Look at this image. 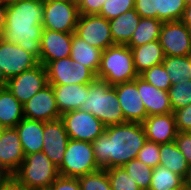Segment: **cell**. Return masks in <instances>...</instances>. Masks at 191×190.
<instances>
[{"label": "cell", "instance_id": "obj_39", "mask_svg": "<svg viewBox=\"0 0 191 190\" xmlns=\"http://www.w3.org/2000/svg\"><path fill=\"white\" fill-rule=\"evenodd\" d=\"M134 9L141 18L158 19V0H134Z\"/></svg>", "mask_w": 191, "mask_h": 190}, {"label": "cell", "instance_id": "obj_23", "mask_svg": "<svg viewBox=\"0 0 191 190\" xmlns=\"http://www.w3.org/2000/svg\"><path fill=\"white\" fill-rule=\"evenodd\" d=\"M130 48L133 54L134 67L139 76L152 66L161 64L165 57L159 40Z\"/></svg>", "mask_w": 191, "mask_h": 190}, {"label": "cell", "instance_id": "obj_45", "mask_svg": "<svg viewBox=\"0 0 191 190\" xmlns=\"http://www.w3.org/2000/svg\"><path fill=\"white\" fill-rule=\"evenodd\" d=\"M181 21L191 30V0H187Z\"/></svg>", "mask_w": 191, "mask_h": 190}, {"label": "cell", "instance_id": "obj_15", "mask_svg": "<svg viewBox=\"0 0 191 190\" xmlns=\"http://www.w3.org/2000/svg\"><path fill=\"white\" fill-rule=\"evenodd\" d=\"M113 87L116 90L125 123L142 124L147 117V112L137 89L136 78L133 81L116 84Z\"/></svg>", "mask_w": 191, "mask_h": 190}, {"label": "cell", "instance_id": "obj_10", "mask_svg": "<svg viewBox=\"0 0 191 190\" xmlns=\"http://www.w3.org/2000/svg\"><path fill=\"white\" fill-rule=\"evenodd\" d=\"M47 85V71L40 63L5 82V86L22 105Z\"/></svg>", "mask_w": 191, "mask_h": 190}, {"label": "cell", "instance_id": "obj_22", "mask_svg": "<svg viewBox=\"0 0 191 190\" xmlns=\"http://www.w3.org/2000/svg\"><path fill=\"white\" fill-rule=\"evenodd\" d=\"M15 128L25 156L42 151L44 121L23 118Z\"/></svg>", "mask_w": 191, "mask_h": 190}, {"label": "cell", "instance_id": "obj_1", "mask_svg": "<svg viewBox=\"0 0 191 190\" xmlns=\"http://www.w3.org/2000/svg\"><path fill=\"white\" fill-rule=\"evenodd\" d=\"M146 141L141 123L126 122L105 127V131L91 145L97 166L108 169L123 167L136 158Z\"/></svg>", "mask_w": 191, "mask_h": 190}, {"label": "cell", "instance_id": "obj_47", "mask_svg": "<svg viewBox=\"0 0 191 190\" xmlns=\"http://www.w3.org/2000/svg\"><path fill=\"white\" fill-rule=\"evenodd\" d=\"M13 177V174L4 166L0 160V182L8 181Z\"/></svg>", "mask_w": 191, "mask_h": 190}, {"label": "cell", "instance_id": "obj_46", "mask_svg": "<svg viewBox=\"0 0 191 190\" xmlns=\"http://www.w3.org/2000/svg\"><path fill=\"white\" fill-rule=\"evenodd\" d=\"M7 4H0V36H3L6 24Z\"/></svg>", "mask_w": 191, "mask_h": 190}, {"label": "cell", "instance_id": "obj_52", "mask_svg": "<svg viewBox=\"0 0 191 190\" xmlns=\"http://www.w3.org/2000/svg\"><path fill=\"white\" fill-rule=\"evenodd\" d=\"M57 1H77V0H57Z\"/></svg>", "mask_w": 191, "mask_h": 190}, {"label": "cell", "instance_id": "obj_49", "mask_svg": "<svg viewBox=\"0 0 191 190\" xmlns=\"http://www.w3.org/2000/svg\"><path fill=\"white\" fill-rule=\"evenodd\" d=\"M5 80L2 78L1 72H0V87H4L5 86Z\"/></svg>", "mask_w": 191, "mask_h": 190}, {"label": "cell", "instance_id": "obj_18", "mask_svg": "<svg viewBox=\"0 0 191 190\" xmlns=\"http://www.w3.org/2000/svg\"><path fill=\"white\" fill-rule=\"evenodd\" d=\"M136 85L146 109L147 117L173 113L168 91L156 88L140 76L136 78Z\"/></svg>", "mask_w": 191, "mask_h": 190}, {"label": "cell", "instance_id": "obj_9", "mask_svg": "<svg viewBox=\"0 0 191 190\" xmlns=\"http://www.w3.org/2000/svg\"><path fill=\"white\" fill-rule=\"evenodd\" d=\"M60 119L64 124L69 139L92 143L105 131L104 124L98 118L81 109L64 113Z\"/></svg>", "mask_w": 191, "mask_h": 190}, {"label": "cell", "instance_id": "obj_6", "mask_svg": "<svg viewBox=\"0 0 191 190\" xmlns=\"http://www.w3.org/2000/svg\"><path fill=\"white\" fill-rule=\"evenodd\" d=\"M58 170L61 176L72 178L100 170L94 158L91 142L69 139Z\"/></svg>", "mask_w": 191, "mask_h": 190}, {"label": "cell", "instance_id": "obj_42", "mask_svg": "<svg viewBox=\"0 0 191 190\" xmlns=\"http://www.w3.org/2000/svg\"><path fill=\"white\" fill-rule=\"evenodd\" d=\"M47 190H81L78 178L59 175Z\"/></svg>", "mask_w": 191, "mask_h": 190}, {"label": "cell", "instance_id": "obj_8", "mask_svg": "<svg viewBox=\"0 0 191 190\" xmlns=\"http://www.w3.org/2000/svg\"><path fill=\"white\" fill-rule=\"evenodd\" d=\"M48 84H91L96 75L85 65L71 60V57L50 61L46 66Z\"/></svg>", "mask_w": 191, "mask_h": 190}, {"label": "cell", "instance_id": "obj_21", "mask_svg": "<svg viewBox=\"0 0 191 190\" xmlns=\"http://www.w3.org/2000/svg\"><path fill=\"white\" fill-rule=\"evenodd\" d=\"M60 114L81 109L88 98L90 84L52 85Z\"/></svg>", "mask_w": 191, "mask_h": 190}, {"label": "cell", "instance_id": "obj_34", "mask_svg": "<svg viewBox=\"0 0 191 190\" xmlns=\"http://www.w3.org/2000/svg\"><path fill=\"white\" fill-rule=\"evenodd\" d=\"M78 181L81 190H112L106 169L81 176Z\"/></svg>", "mask_w": 191, "mask_h": 190}, {"label": "cell", "instance_id": "obj_14", "mask_svg": "<svg viewBox=\"0 0 191 190\" xmlns=\"http://www.w3.org/2000/svg\"><path fill=\"white\" fill-rule=\"evenodd\" d=\"M24 118L39 121L60 119L52 85L48 84L23 104Z\"/></svg>", "mask_w": 191, "mask_h": 190}, {"label": "cell", "instance_id": "obj_27", "mask_svg": "<svg viewBox=\"0 0 191 190\" xmlns=\"http://www.w3.org/2000/svg\"><path fill=\"white\" fill-rule=\"evenodd\" d=\"M160 155L159 165L166 167L171 172H175L183 178L185 177L189 163L174 141L160 144Z\"/></svg>", "mask_w": 191, "mask_h": 190}, {"label": "cell", "instance_id": "obj_20", "mask_svg": "<svg viewBox=\"0 0 191 190\" xmlns=\"http://www.w3.org/2000/svg\"><path fill=\"white\" fill-rule=\"evenodd\" d=\"M19 134L16 128H3L0 133V160L13 174L24 160Z\"/></svg>", "mask_w": 191, "mask_h": 190}, {"label": "cell", "instance_id": "obj_38", "mask_svg": "<svg viewBox=\"0 0 191 190\" xmlns=\"http://www.w3.org/2000/svg\"><path fill=\"white\" fill-rule=\"evenodd\" d=\"M160 144L147 140L137 154V159L151 168L160 163Z\"/></svg>", "mask_w": 191, "mask_h": 190}, {"label": "cell", "instance_id": "obj_19", "mask_svg": "<svg viewBox=\"0 0 191 190\" xmlns=\"http://www.w3.org/2000/svg\"><path fill=\"white\" fill-rule=\"evenodd\" d=\"M142 125L147 140L158 144L173 142L178 133L174 113L148 116Z\"/></svg>", "mask_w": 191, "mask_h": 190}, {"label": "cell", "instance_id": "obj_48", "mask_svg": "<svg viewBox=\"0 0 191 190\" xmlns=\"http://www.w3.org/2000/svg\"><path fill=\"white\" fill-rule=\"evenodd\" d=\"M183 179H184V185L186 187H191V164L189 165L187 173Z\"/></svg>", "mask_w": 191, "mask_h": 190}, {"label": "cell", "instance_id": "obj_7", "mask_svg": "<svg viewBox=\"0 0 191 190\" xmlns=\"http://www.w3.org/2000/svg\"><path fill=\"white\" fill-rule=\"evenodd\" d=\"M79 16L77 1L43 0L44 29L74 33Z\"/></svg>", "mask_w": 191, "mask_h": 190}, {"label": "cell", "instance_id": "obj_26", "mask_svg": "<svg viewBox=\"0 0 191 190\" xmlns=\"http://www.w3.org/2000/svg\"><path fill=\"white\" fill-rule=\"evenodd\" d=\"M23 118V105L6 86L0 87V125L3 128H15Z\"/></svg>", "mask_w": 191, "mask_h": 190}, {"label": "cell", "instance_id": "obj_43", "mask_svg": "<svg viewBox=\"0 0 191 190\" xmlns=\"http://www.w3.org/2000/svg\"><path fill=\"white\" fill-rule=\"evenodd\" d=\"M106 0H77L80 15L99 14Z\"/></svg>", "mask_w": 191, "mask_h": 190}, {"label": "cell", "instance_id": "obj_13", "mask_svg": "<svg viewBox=\"0 0 191 190\" xmlns=\"http://www.w3.org/2000/svg\"><path fill=\"white\" fill-rule=\"evenodd\" d=\"M38 64V60L32 54L17 44L8 43L5 40L1 41L0 72L5 81L34 68Z\"/></svg>", "mask_w": 191, "mask_h": 190}, {"label": "cell", "instance_id": "obj_50", "mask_svg": "<svg viewBox=\"0 0 191 190\" xmlns=\"http://www.w3.org/2000/svg\"><path fill=\"white\" fill-rule=\"evenodd\" d=\"M173 190H187V187L183 184L181 187H178L176 189Z\"/></svg>", "mask_w": 191, "mask_h": 190}, {"label": "cell", "instance_id": "obj_2", "mask_svg": "<svg viewBox=\"0 0 191 190\" xmlns=\"http://www.w3.org/2000/svg\"><path fill=\"white\" fill-rule=\"evenodd\" d=\"M43 0H10L7 3L3 40L17 44L38 61L43 32Z\"/></svg>", "mask_w": 191, "mask_h": 190}, {"label": "cell", "instance_id": "obj_33", "mask_svg": "<svg viewBox=\"0 0 191 190\" xmlns=\"http://www.w3.org/2000/svg\"><path fill=\"white\" fill-rule=\"evenodd\" d=\"M172 111L191 104V79L172 84L168 91Z\"/></svg>", "mask_w": 191, "mask_h": 190}, {"label": "cell", "instance_id": "obj_28", "mask_svg": "<svg viewBox=\"0 0 191 190\" xmlns=\"http://www.w3.org/2000/svg\"><path fill=\"white\" fill-rule=\"evenodd\" d=\"M163 22L155 18H140L128 47H138L148 42L159 40L160 30Z\"/></svg>", "mask_w": 191, "mask_h": 190}, {"label": "cell", "instance_id": "obj_53", "mask_svg": "<svg viewBox=\"0 0 191 190\" xmlns=\"http://www.w3.org/2000/svg\"><path fill=\"white\" fill-rule=\"evenodd\" d=\"M3 40V36H0V44H1V41Z\"/></svg>", "mask_w": 191, "mask_h": 190}, {"label": "cell", "instance_id": "obj_41", "mask_svg": "<svg viewBox=\"0 0 191 190\" xmlns=\"http://www.w3.org/2000/svg\"><path fill=\"white\" fill-rule=\"evenodd\" d=\"M175 144L181 153L185 156L189 165L191 164V133L178 132L174 139Z\"/></svg>", "mask_w": 191, "mask_h": 190}, {"label": "cell", "instance_id": "obj_36", "mask_svg": "<svg viewBox=\"0 0 191 190\" xmlns=\"http://www.w3.org/2000/svg\"><path fill=\"white\" fill-rule=\"evenodd\" d=\"M147 83L158 89L169 91L172 83L163 64L152 66L140 75Z\"/></svg>", "mask_w": 191, "mask_h": 190}, {"label": "cell", "instance_id": "obj_32", "mask_svg": "<svg viewBox=\"0 0 191 190\" xmlns=\"http://www.w3.org/2000/svg\"><path fill=\"white\" fill-rule=\"evenodd\" d=\"M187 0H158V20L162 22L181 20Z\"/></svg>", "mask_w": 191, "mask_h": 190}, {"label": "cell", "instance_id": "obj_35", "mask_svg": "<svg viewBox=\"0 0 191 190\" xmlns=\"http://www.w3.org/2000/svg\"><path fill=\"white\" fill-rule=\"evenodd\" d=\"M112 190H141L123 167L106 169Z\"/></svg>", "mask_w": 191, "mask_h": 190}, {"label": "cell", "instance_id": "obj_12", "mask_svg": "<svg viewBox=\"0 0 191 190\" xmlns=\"http://www.w3.org/2000/svg\"><path fill=\"white\" fill-rule=\"evenodd\" d=\"M159 42L164 56L191 54V30L181 20L163 22Z\"/></svg>", "mask_w": 191, "mask_h": 190}, {"label": "cell", "instance_id": "obj_44", "mask_svg": "<svg viewBox=\"0 0 191 190\" xmlns=\"http://www.w3.org/2000/svg\"><path fill=\"white\" fill-rule=\"evenodd\" d=\"M0 190H28L23 184L18 182L14 177L8 181L0 183Z\"/></svg>", "mask_w": 191, "mask_h": 190}, {"label": "cell", "instance_id": "obj_17", "mask_svg": "<svg viewBox=\"0 0 191 190\" xmlns=\"http://www.w3.org/2000/svg\"><path fill=\"white\" fill-rule=\"evenodd\" d=\"M73 33L57 32L43 29L40 45V64L46 66L50 61L66 58L71 55Z\"/></svg>", "mask_w": 191, "mask_h": 190}, {"label": "cell", "instance_id": "obj_29", "mask_svg": "<svg viewBox=\"0 0 191 190\" xmlns=\"http://www.w3.org/2000/svg\"><path fill=\"white\" fill-rule=\"evenodd\" d=\"M172 84H178L191 79V57L165 56L162 61Z\"/></svg>", "mask_w": 191, "mask_h": 190}, {"label": "cell", "instance_id": "obj_25", "mask_svg": "<svg viewBox=\"0 0 191 190\" xmlns=\"http://www.w3.org/2000/svg\"><path fill=\"white\" fill-rule=\"evenodd\" d=\"M140 16L133 8L116 18L109 20L114 44L126 45L139 24Z\"/></svg>", "mask_w": 191, "mask_h": 190}, {"label": "cell", "instance_id": "obj_37", "mask_svg": "<svg viewBox=\"0 0 191 190\" xmlns=\"http://www.w3.org/2000/svg\"><path fill=\"white\" fill-rule=\"evenodd\" d=\"M134 8V0H106L98 14L111 20Z\"/></svg>", "mask_w": 191, "mask_h": 190}, {"label": "cell", "instance_id": "obj_40", "mask_svg": "<svg viewBox=\"0 0 191 190\" xmlns=\"http://www.w3.org/2000/svg\"><path fill=\"white\" fill-rule=\"evenodd\" d=\"M178 132L191 133V104L173 112Z\"/></svg>", "mask_w": 191, "mask_h": 190}, {"label": "cell", "instance_id": "obj_51", "mask_svg": "<svg viewBox=\"0 0 191 190\" xmlns=\"http://www.w3.org/2000/svg\"><path fill=\"white\" fill-rule=\"evenodd\" d=\"M10 0H0V4H7Z\"/></svg>", "mask_w": 191, "mask_h": 190}, {"label": "cell", "instance_id": "obj_30", "mask_svg": "<svg viewBox=\"0 0 191 190\" xmlns=\"http://www.w3.org/2000/svg\"><path fill=\"white\" fill-rule=\"evenodd\" d=\"M184 184L182 176L171 172L166 167L158 165L153 168L152 180L149 190H173Z\"/></svg>", "mask_w": 191, "mask_h": 190}, {"label": "cell", "instance_id": "obj_16", "mask_svg": "<svg viewBox=\"0 0 191 190\" xmlns=\"http://www.w3.org/2000/svg\"><path fill=\"white\" fill-rule=\"evenodd\" d=\"M69 136L61 119L44 122L42 152L59 167L62 163Z\"/></svg>", "mask_w": 191, "mask_h": 190}, {"label": "cell", "instance_id": "obj_3", "mask_svg": "<svg viewBox=\"0 0 191 190\" xmlns=\"http://www.w3.org/2000/svg\"><path fill=\"white\" fill-rule=\"evenodd\" d=\"M81 110L93 114L105 127L125 123L115 88L99 78L90 84Z\"/></svg>", "mask_w": 191, "mask_h": 190}, {"label": "cell", "instance_id": "obj_5", "mask_svg": "<svg viewBox=\"0 0 191 190\" xmlns=\"http://www.w3.org/2000/svg\"><path fill=\"white\" fill-rule=\"evenodd\" d=\"M59 175L58 167L42 151L26 155L13 173L28 190H47Z\"/></svg>", "mask_w": 191, "mask_h": 190}, {"label": "cell", "instance_id": "obj_4", "mask_svg": "<svg viewBox=\"0 0 191 190\" xmlns=\"http://www.w3.org/2000/svg\"><path fill=\"white\" fill-rule=\"evenodd\" d=\"M138 76L130 47L115 44L102 52L96 78L107 81L111 86H114L133 81Z\"/></svg>", "mask_w": 191, "mask_h": 190}, {"label": "cell", "instance_id": "obj_31", "mask_svg": "<svg viewBox=\"0 0 191 190\" xmlns=\"http://www.w3.org/2000/svg\"><path fill=\"white\" fill-rule=\"evenodd\" d=\"M127 174L136 182L141 190H149L153 168L134 158L123 166Z\"/></svg>", "mask_w": 191, "mask_h": 190}, {"label": "cell", "instance_id": "obj_24", "mask_svg": "<svg viewBox=\"0 0 191 190\" xmlns=\"http://www.w3.org/2000/svg\"><path fill=\"white\" fill-rule=\"evenodd\" d=\"M103 50L94 47L78 37L75 33L72 35L71 60L77 61L88 67L96 76L100 67V61Z\"/></svg>", "mask_w": 191, "mask_h": 190}, {"label": "cell", "instance_id": "obj_11", "mask_svg": "<svg viewBox=\"0 0 191 190\" xmlns=\"http://www.w3.org/2000/svg\"><path fill=\"white\" fill-rule=\"evenodd\" d=\"M74 33L88 44L103 51L109 46L115 45L109 20L98 14L80 15Z\"/></svg>", "mask_w": 191, "mask_h": 190}]
</instances>
